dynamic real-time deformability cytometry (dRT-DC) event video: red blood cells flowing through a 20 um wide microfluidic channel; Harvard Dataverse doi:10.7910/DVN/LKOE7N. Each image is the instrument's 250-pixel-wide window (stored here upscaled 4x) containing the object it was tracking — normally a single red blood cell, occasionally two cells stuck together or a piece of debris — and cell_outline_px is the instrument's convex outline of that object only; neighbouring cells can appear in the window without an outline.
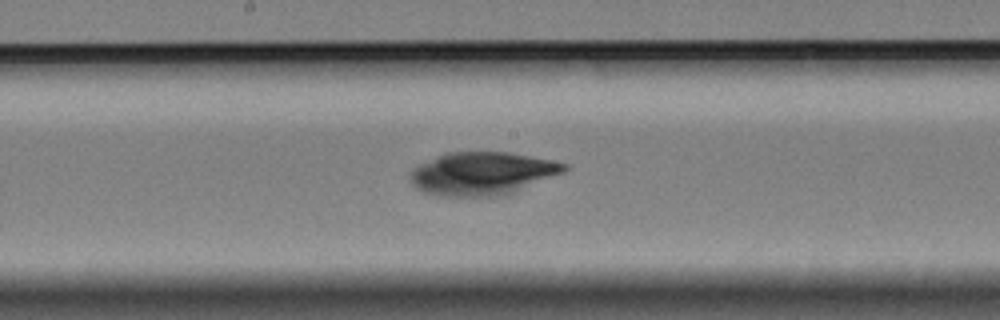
{"species": "Egyptian fruit bat (a non-hibernating species)", "species_latin": "Rousettus aegyptiacus", "temperature_condition": "cold", "stored_images_in_passage": 49, "camera_frame_rate_fps": 3000, "um_per_image_px": 0.085, "animal": {"sex": "female"}, "frame": {"image": 1, "passage_image": 32, "time_ms": 10.333, "image_size_px": [1000, 320], "cell_outline_px": [[568, 168], [564, 172], [508, 192], [496, 196], [436, 196], [424, 192], [416, 188], [412, 184], [412, 172], [420, 164], [448, 152], [508, 152], [552, 160], [568, 164]], "centroid_in_image_um": [40.97, 14.73], "position_along_channel_um": 207.2, "area_um2": 37.63}}
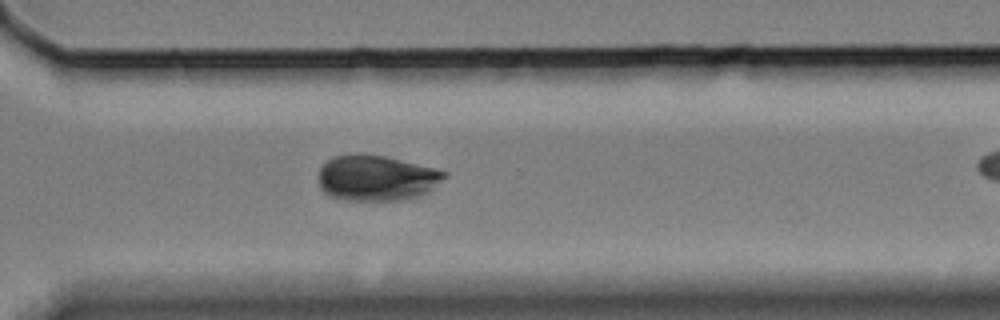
{"frame": {"image": 2, "passage_image": 44, "time_ms": 14.333, "image_size_px": [1000, 320], "cell_outline_px": [[448, 176], [428, 192], [420, 196], [404, 200], [348, 200], [328, 196], [320, 188], [320, 168], [332, 156], [384, 156], [448, 172]], "centroid_in_image_um": [32.03, 15.17], "position_along_channel_um": 338.6, "area_um2": 32.83}}
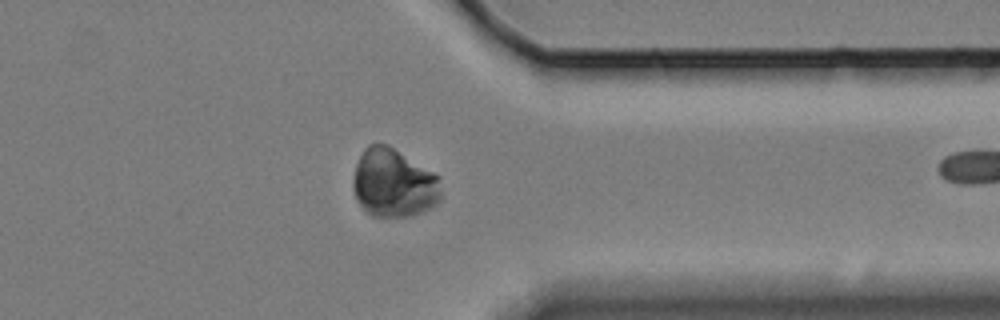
{"frame": {"image": 3, "passage_image": 48, "time_ms": 15.667, "image_size_px": [1000, 320], "cell_outline_px": [[440, 200], [436, 204], [412, 216], [372, 216], [356, 200], [352, 188], [352, 180], [356, 164], [364, 148], [368, 144], [388, 144], [440, 176]], "centroid_in_image_um": [33.44, 15.55], "position_along_channel_um": 378.0, "area_um2": 35.2}}